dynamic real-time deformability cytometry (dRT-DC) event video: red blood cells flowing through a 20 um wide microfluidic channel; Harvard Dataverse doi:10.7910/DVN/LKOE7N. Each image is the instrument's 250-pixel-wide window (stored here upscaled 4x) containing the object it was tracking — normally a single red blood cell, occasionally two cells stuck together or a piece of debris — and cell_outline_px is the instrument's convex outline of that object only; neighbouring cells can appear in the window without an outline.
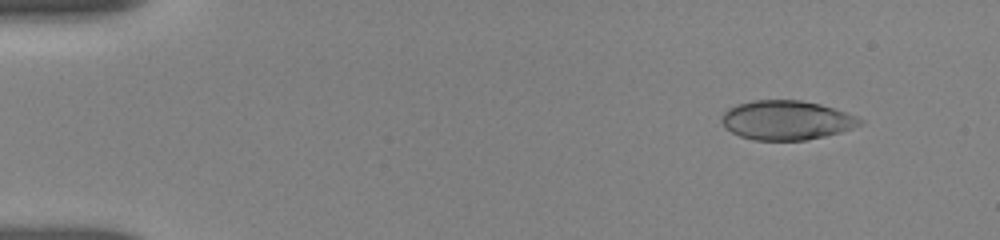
{"species": "human", "species_latin": "Homo sapiens", "temperature_condition": "room temperature", "stored_images_in_passage": 20, "camera_frame_rate_fps": 3000, "um_per_image_px": 0.085, "donor": {"sex": "female"}, "frame": {"image": 1, "passage_image": 2, "time_ms": 0.667, "image_size_px": [1000, 240], "cell_outline_px": [[864, 124], [840, 132], [824, 136], [804, 140], [752, 140], [740, 136], [724, 128], [720, 120], [720, 116], [728, 108], [736, 104], [752, 100], [800, 100], [820, 104], [856, 116], [864, 120]], "centroid_in_image_um": [66.81, 10.21], "position_along_channel_um": 18.2, "area_um2": 31.79}}
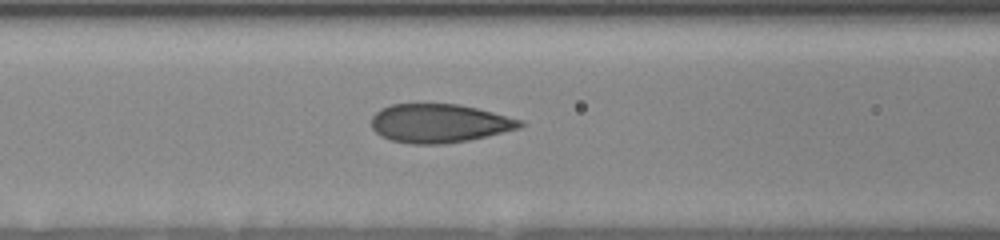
{"frame": {"image": 2, "passage_image": 10, "time_ms": 6.333, "image_size_px": [1000, 240], "cell_outline_px": [[524, 124], [520, 128], [468, 140], [444, 144], [412, 144], [392, 140], [380, 136], [372, 128], [372, 116], [380, 108], [392, 104], [460, 104], [524, 120]], "centroid_in_image_um": [37.33, 10.48], "position_along_channel_um": 129.3, "area_um2": 33.47}}
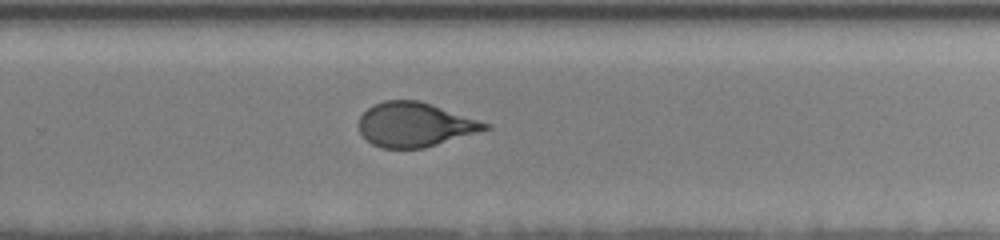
{"frame": {"image": 3, "passage_image": 20, "time_ms": 10.667, "image_size_px": [1000, 240], "cell_outline_px": [[492, 128], [424, 148], [380, 148], [372, 144], [360, 132], [360, 116], [368, 108], [384, 100], [420, 100], [492, 124]], "centroid_in_image_um": [35.3, 10.59], "position_along_channel_um": 294.5, "area_um2": 32.48}}